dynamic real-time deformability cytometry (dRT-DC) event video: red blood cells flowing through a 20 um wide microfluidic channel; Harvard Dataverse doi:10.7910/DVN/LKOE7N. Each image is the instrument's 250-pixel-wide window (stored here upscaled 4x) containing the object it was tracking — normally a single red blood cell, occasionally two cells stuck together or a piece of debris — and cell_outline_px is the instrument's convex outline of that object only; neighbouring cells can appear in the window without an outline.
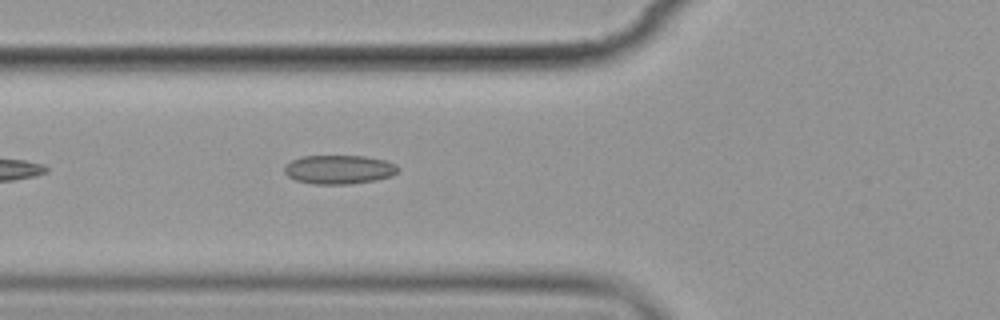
{"species": "common noctule bat (a hibernating species)", "species_latin": "Nyctalus noctula", "temperature_condition": "cold", "stored_images_in_passage": 6, "camera_frame_rate_fps": 3000, "um_per_image_px": 0.085, "animal": {"sex": "female", "body_mass_g": 19.9}, "frame": {"image": 1, "passage_image": 6, "time_ms": 6.667, "image_size_px": [1000, 320], "cell_outline_px": [[400, 172], [392, 176], [376, 180], [352, 184], [312, 184], [296, 180], [288, 176], [284, 172], [284, 168], [292, 160], [300, 156], [364, 156], [384, 160], [396, 164], [400, 168]], "centroid_in_image_um": [28.86, 14.41], "position_along_channel_um": 96.9, "area_um2": 19.31}}